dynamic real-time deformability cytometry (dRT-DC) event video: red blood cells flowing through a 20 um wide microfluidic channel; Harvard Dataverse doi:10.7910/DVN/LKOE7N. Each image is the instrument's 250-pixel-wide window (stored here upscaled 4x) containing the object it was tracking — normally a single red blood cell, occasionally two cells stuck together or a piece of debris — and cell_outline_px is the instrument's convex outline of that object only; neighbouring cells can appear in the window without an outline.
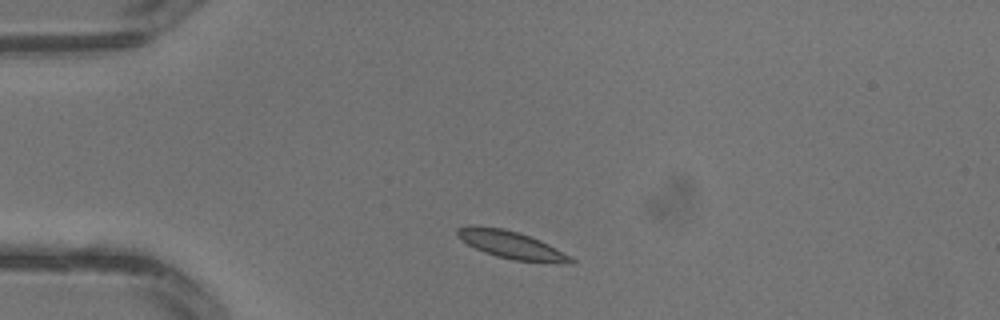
{"species": "common noctule bat (a hibernating species)", "species_latin": "Nyctalus noctula", "temperature_condition": "warm", "stored_images_in_passage": 2, "camera_frame_rate_fps": 3000, "um_per_image_px": 0.085, "animal": {"sex": "male", "body_mass_g": 13.3}, "frame": {"image": 1, "passage_image": 1, "time_ms": 0.0, "image_size_px": [1000, 320], "cell_outline_px": [[576, 264], [564, 264], [512, 260], [496, 256], [484, 252], [468, 244], [456, 236], [456, 228], [504, 228], [540, 240], [548, 244], [576, 260]], "centroid_in_image_um": [43.56, 20.88], "position_along_channel_um": 41.4, "area_um2": 17.74}}
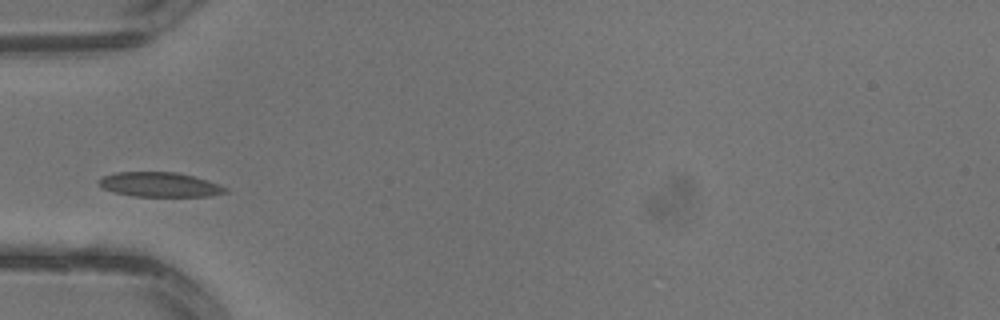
{"frame": {"image": 2, "passage_image": 2, "time_ms": 0.333, "image_size_px": [1000, 320], "cell_outline_px": [[228, 192], [208, 196], [132, 196], [112, 192], [96, 184], [96, 180], [104, 176], [116, 172], [176, 172], [208, 180], [228, 188]], "centroid_in_image_um": [13.53, 15.69], "position_along_channel_um": 71.5, "area_um2": 18.21}}